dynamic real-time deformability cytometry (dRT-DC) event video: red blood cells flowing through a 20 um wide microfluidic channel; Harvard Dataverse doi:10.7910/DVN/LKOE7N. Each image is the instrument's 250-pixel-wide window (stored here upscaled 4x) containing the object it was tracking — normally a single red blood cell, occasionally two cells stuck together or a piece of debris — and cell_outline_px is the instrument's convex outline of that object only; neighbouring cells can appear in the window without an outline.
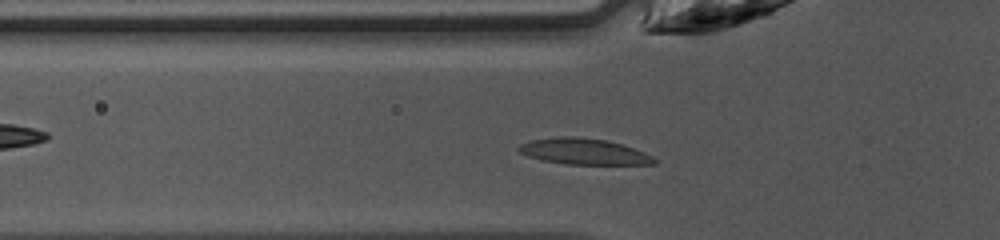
{"species": "common noctule bat (a hibernating species)", "species_latin": "Nyctalus noctula", "temperature_condition": "warm", "stored_images_in_passage": 34, "camera_frame_rate_fps": 3000, "um_per_image_px": 0.085, "animal": {"sex": "female", "body_mass_g": 10.0, "forearm_length_mm": 53.1}, "frame": {"image": 1, "passage_image": 2, "time_ms": 0.333, "image_size_px": [1000, 240], "cell_outline_px": [[656, 164], [564, 164], [540, 160], [528, 156], [520, 152], [516, 148], [520, 144], [532, 140], [560, 136], [572, 136], [604, 140], [620, 144], [644, 152], [652, 156], [656, 160]], "centroid_in_image_um": [49.58, 12.88], "position_along_channel_um": 76.2, "area_um2": 20.35}}
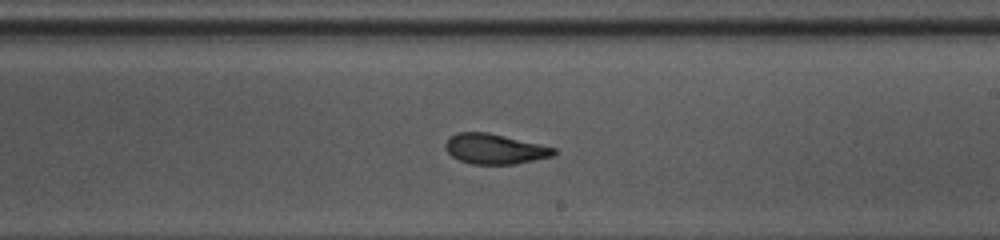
{"frame": {"image": 2, "passage_image": 14, "time_ms": 4.333, "image_size_px": [1000, 240], "cell_outline_px": [[560, 152], [552, 156], [516, 164], [472, 164], [460, 160], [452, 156], [444, 148], [444, 144], [448, 136], [456, 132], [488, 132], [556, 148]], "centroid_in_image_um": [42.03, 12.65], "position_along_channel_um": 247.0, "area_um2": 19.19}}
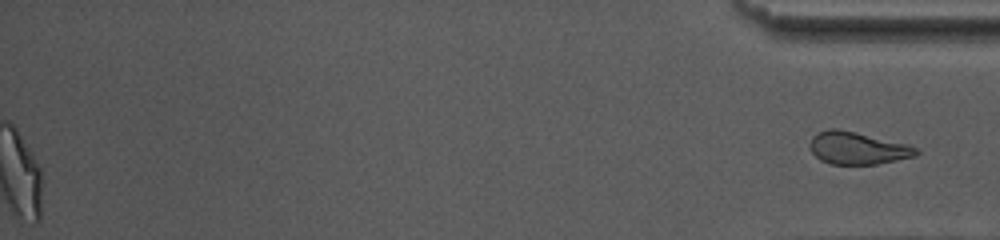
{"frame": {"image": 3, "passage_image": 34, "time_ms": 11.0, "image_size_px": [1000, 240], "cell_outline_px": [[920, 152], [916, 156], [876, 164], [832, 164], [820, 160], [812, 152], [808, 144], [812, 136], [816, 132], [828, 128], [836, 128], [856, 132], [908, 144], [920, 148]], "centroid_in_image_um": [72.89, 12.58], "position_along_channel_um": 362.3, "area_um2": 20.29}}